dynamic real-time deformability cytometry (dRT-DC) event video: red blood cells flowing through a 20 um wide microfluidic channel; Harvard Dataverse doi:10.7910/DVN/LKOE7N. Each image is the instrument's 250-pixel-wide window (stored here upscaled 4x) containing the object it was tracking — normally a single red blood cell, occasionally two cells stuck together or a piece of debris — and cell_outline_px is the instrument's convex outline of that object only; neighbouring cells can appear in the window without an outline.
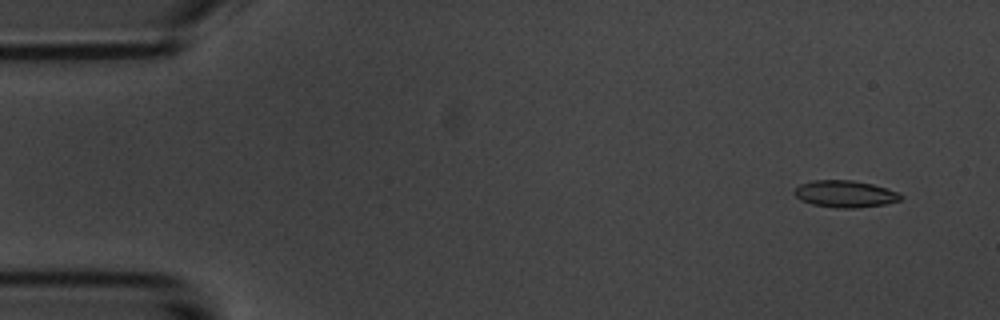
{"species": "common noctule bat (a hibernating species)", "species_latin": "Nyctalus noctula", "temperature_condition": "room temperature", "stored_images_in_passage": 8, "camera_frame_rate_fps": 3000, "um_per_image_px": 0.085, "animal": {"sex": "male", "body_mass_g": 20.1, "forearm_length_mm": 53.5}, "frame": {"image": 1, "passage_image": 1, "time_ms": 0.0, "image_size_px": [1000, 320], "cell_outline_px": [[904, 196], [900, 200], [884, 204], [856, 208], [836, 208], [812, 204], [800, 200], [792, 192], [800, 184], [812, 180], [852, 180], [872, 184], [896, 192]], "centroid_in_image_um": [71.79, 16.48], "position_along_channel_um": 13.2, "area_um2": 16.59}}
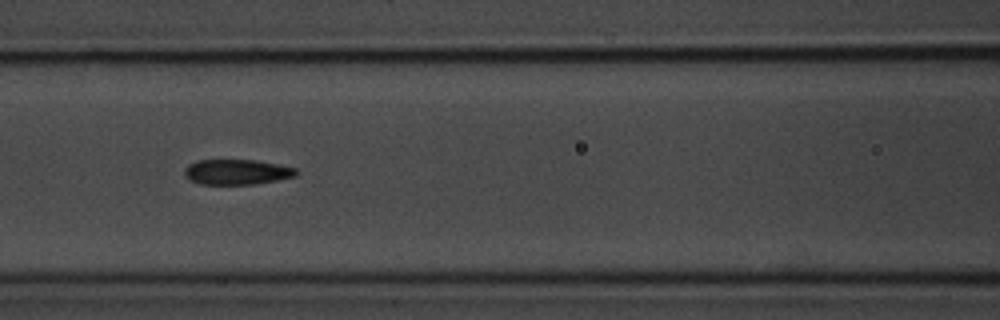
{"frame": {"image": 2, "passage_image": 7, "time_ms": 6.667, "image_size_px": [1000, 320], "cell_outline_px": [[300, 172], [296, 176], [256, 184], [200, 184], [184, 176], [184, 168], [188, 164], [196, 160], [256, 160], [296, 168]], "centroid_in_image_um": [20.12, 14.61], "position_along_channel_um": 146.5, "area_um2": 16.47}}
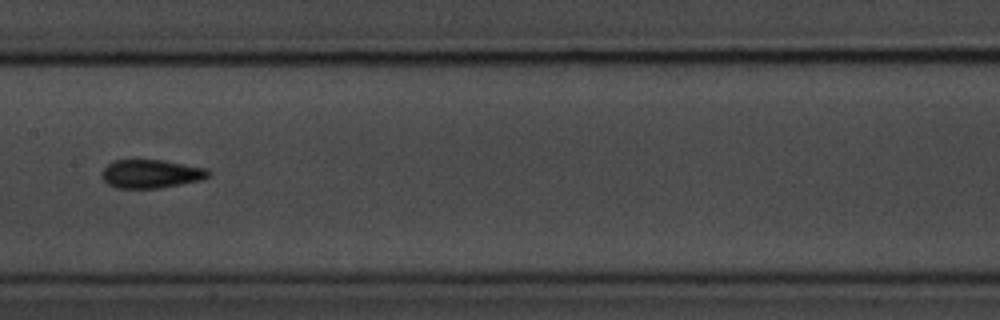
{"frame": {"image": 3, "passage_image": 8, "time_ms": 8.0, "image_size_px": [1000, 320], "cell_outline_px": [[212, 172], [204, 180], [160, 188], [116, 188], [108, 184], [100, 176], [100, 172], [112, 160], [164, 160], [208, 168]], "centroid_in_image_um": [12.86, 14.77], "position_along_channel_um": 194.5, "area_um2": 18.03}}